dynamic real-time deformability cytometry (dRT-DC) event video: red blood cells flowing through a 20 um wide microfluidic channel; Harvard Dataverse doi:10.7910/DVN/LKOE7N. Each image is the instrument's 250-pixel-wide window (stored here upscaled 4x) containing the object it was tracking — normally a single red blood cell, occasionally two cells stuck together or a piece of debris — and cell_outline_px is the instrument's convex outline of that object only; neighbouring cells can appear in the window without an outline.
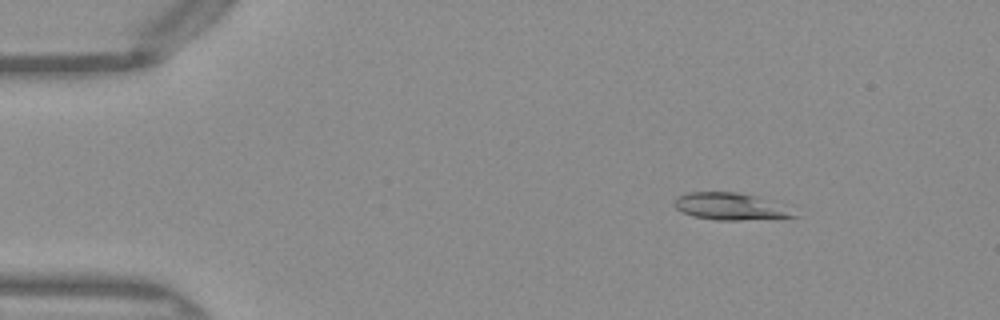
{"species": "Egyptian fruit bat (a non-hibernating species)", "species_latin": "Rousettus aegyptiacus", "temperature_condition": "warm", "stored_images_in_passage": 50, "camera_frame_rate_fps": 3000, "um_per_image_px": 0.085, "frame": {"image": 1, "passage_image": 7, "time_ms": 2.0, "image_size_px": [1000, 320], "cell_outline_px": [[800, 216], [740, 220], [716, 220], [692, 216], [676, 208], [672, 204], [680, 196], [688, 192], [740, 192], [756, 196]], "centroid_in_image_um": [61.95, 17.55], "position_along_channel_um": 23.1, "area_um2": 18.09}}
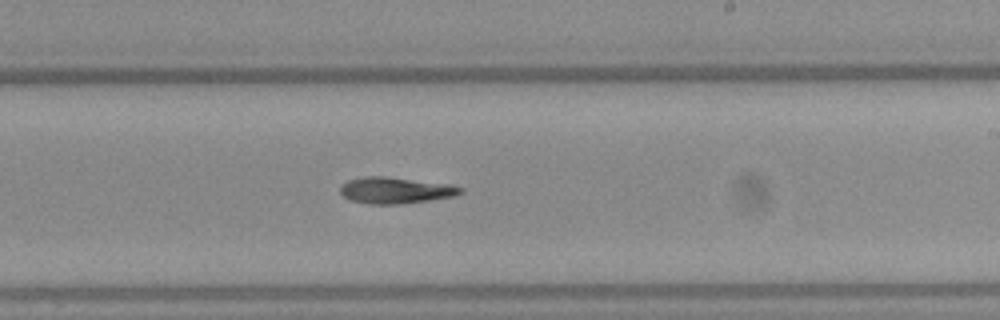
{"frame": {"image": 2, "passage_image": 30, "time_ms": 9.667, "image_size_px": [1000, 320], "cell_outline_px": [[464, 192], [456, 196], [404, 204], [372, 204], [348, 200], [340, 192], [340, 188], [348, 180], [368, 176], [384, 176], [452, 184], [464, 188]], "centroid_in_image_um": [33.68, 16.18], "position_along_channel_um": 255.3, "area_um2": 18.61}}
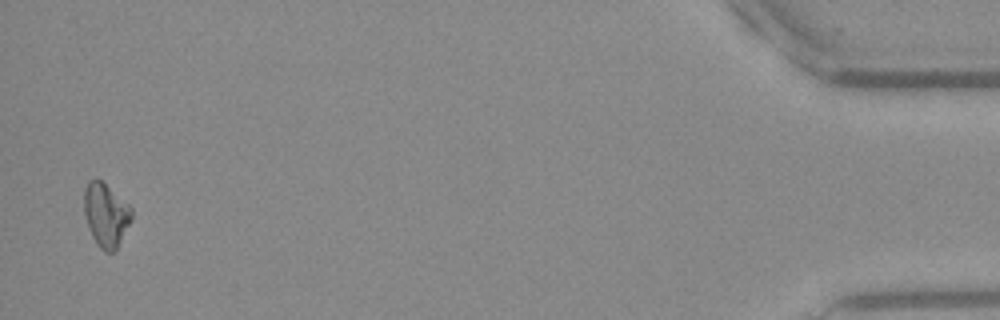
{"frame": {"image": 3, "passage_image": 49, "time_ms": 16.0, "image_size_px": [1000, 320], "cell_outline_px": [[132, 220], [116, 252], [104, 252], [96, 244], [92, 236], [84, 212], [84, 188], [88, 180], [96, 176], [128, 204], [132, 208]], "centroid_in_image_um": [9.01, 18.27], "position_along_channel_um": 426.2, "area_um2": 17.86}}